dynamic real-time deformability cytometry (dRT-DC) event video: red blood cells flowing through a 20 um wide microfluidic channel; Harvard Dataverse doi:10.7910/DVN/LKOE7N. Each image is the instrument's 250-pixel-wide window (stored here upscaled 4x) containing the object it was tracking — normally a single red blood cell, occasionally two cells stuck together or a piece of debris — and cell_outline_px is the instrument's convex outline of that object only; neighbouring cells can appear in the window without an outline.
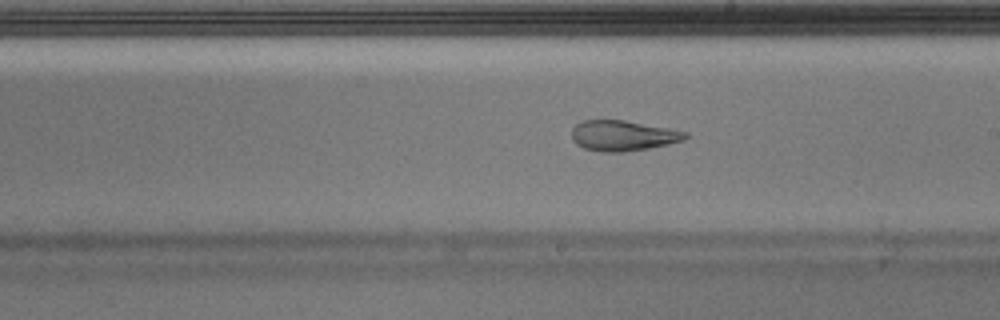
{"species": "Egyptian fruit bat (a non-hibernating species)", "species_latin": "Rousettus aegyptiacus", "temperature_condition": "warm", "stored_images_in_passage": 50, "camera_frame_rate_fps": 3000, "um_per_image_px": 0.085, "animal": {"sex": "male"}, "frame": {"image": 1, "passage_image": 29, "time_ms": 9.333, "image_size_px": [1000, 320], "cell_outline_px": [[688, 136], [684, 140], [668, 144], [648, 148], [624, 152], [604, 152], [584, 148], [576, 144], [572, 140], [572, 128], [576, 124], [584, 120], [624, 120], [668, 128], [688, 132]], "centroid_in_image_um": [52.94, 11.53], "position_along_channel_um": 236.1, "area_um2": 20.11}}
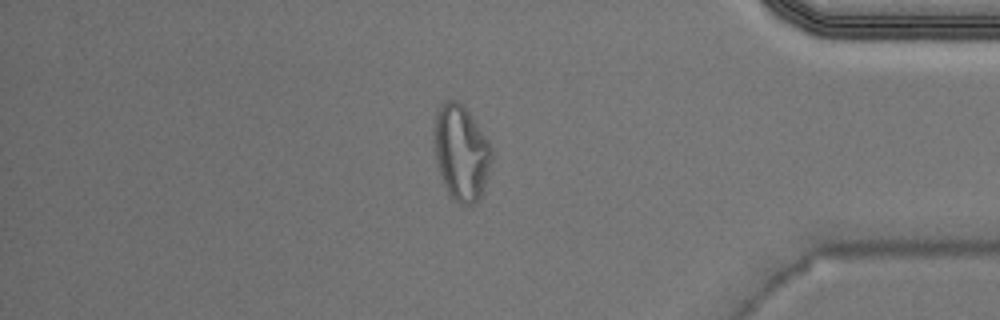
{"frame": {"image": 2, "passage_image": 43, "time_ms": 14.0, "image_size_px": [1000, 320], "cell_outline_px": [[492, 160], [484, 192], [472, 208], [460, 204], [448, 192], [444, 184], [436, 160], [432, 144], [432, 140], [436, 112], [440, 104], [444, 100], [456, 100], [472, 116], [492, 148]], "centroid_in_image_um": [39.19, 13.0], "position_along_channel_um": 396.0, "area_um2": 32.37}, "authors_computed_cell_mechanics": {"area_um2": 22.1663, "velocity_mm_per_s": 3.9985, "shape_relaxation_time_tau1_ms": null, "shape_relaxation_time_tau2_ms": 1.358, "deformation_change_tau1": null, "deformation_change_tau2": 0.0915}}